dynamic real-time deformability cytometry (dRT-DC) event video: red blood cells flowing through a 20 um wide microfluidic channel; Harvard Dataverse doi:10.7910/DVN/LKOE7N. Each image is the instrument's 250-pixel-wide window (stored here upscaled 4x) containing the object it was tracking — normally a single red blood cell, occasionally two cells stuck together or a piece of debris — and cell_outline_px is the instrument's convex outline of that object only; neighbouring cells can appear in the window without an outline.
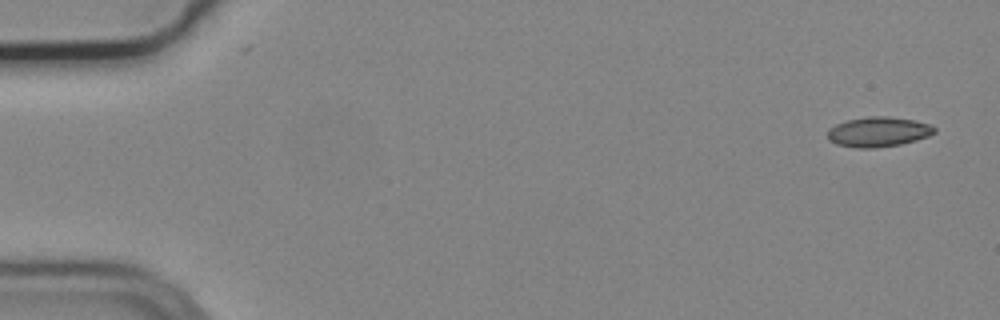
{"species": "common noctule bat (a hibernating species)", "species_latin": "Nyctalus noctula", "temperature_condition": "cold", "stored_images_in_passage": 4, "camera_frame_rate_fps": 3000, "um_per_image_px": 0.085, "animal": {"sex": "male", "body_mass_g": 19.2, "forearm_length_mm": 51.8}, "frame": {"image": 1, "passage_image": 1, "time_ms": 0.0, "image_size_px": [1000, 320], "cell_outline_px": [[936, 132], [928, 136], [916, 140], [900, 144], [876, 148], [856, 148], [836, 144], [828, 140], [828, 128], [836, 124], [848, 120], [868, 116], [888, 116], [916, 120], [932, 124], [936, 128]], "centroid_in_image_um": [74.67, 11.2], "position_along_channel_um": 10.3, "area_um2": 18.84}}
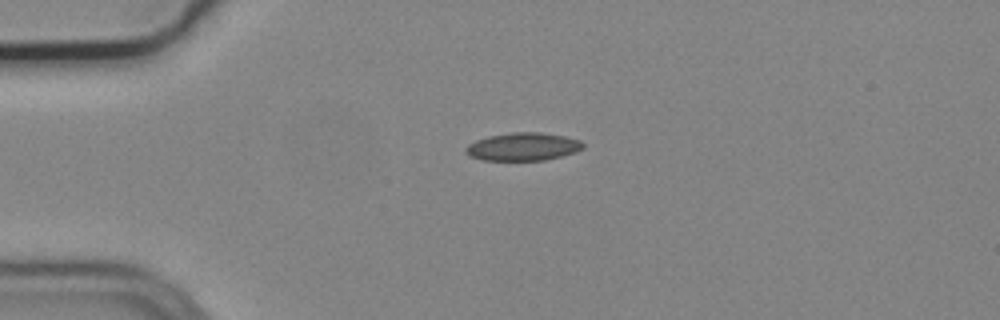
{"frame": {"image": 2, "passage_image": 4, "time_ms": 1.0, "image_size_px": [1000, 320], "cell_outline_px": [[584, 148], [576, 152], [544, 160], [480, 160], [468, 156], [464, 152], [464, 148], [468, 144], [476, 140], [488, 136], [512, 132], [540, 132], [564, 136], [580, 140], [584, 144]], "centroid_in_image_um": [44.42, 12.47], "position_along_channel_um": 40.6, "area_um2": 19.25}}